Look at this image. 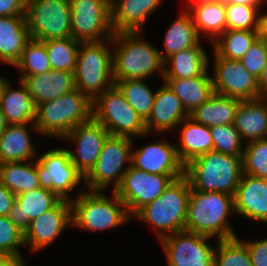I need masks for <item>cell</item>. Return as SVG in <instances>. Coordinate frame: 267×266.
Masks as SVG:
<instances>
[{"mask_svg": "<svg viewBox=\"0 0 267 266\" xmlns=\"http://www.w3.org/2000/svg\"><path fill=\"white\" fill-rule=\"evenodd\" d=\"M146 81L147 79L114 80V85L144 121L151 113L156 94V90L152 91Z\"/></svg>", "mask_w": 267, "mask_h": 266, "instance_id": "d590c367", "label": "cell"}, {"mask_svg": "<svg viewBox=\"0 0 267 266\" xmlns=\"http://www.w3.org/2000/svg\"><path fill=\"white\" fill-rule=\"evenodd\" d=\"M93 119L110 135L141 138L148 136L145 121L113 85L93 100Z\"/></svg>", "mask_w": 267, "mask_h": 266, "instance_id": "9c48e42d", "label": "cell"}, {"mask_svg": "<svg viewBox=\"0 0 267 266\" xmlns=\"http://www.w3.org/2000/svg\"><path fill=\"white\" fill-rule=\"evenodd\" d=\"M225 4H239L246 6H267L266 0H225Z\"/></svg>", "mask_w": 267, "mask_h": 266, "instance_id": "f907efd6", "label": "cell"}, {"mask_svg": "<svg viewBox=\"0 0 267 266\" xmlns=\"http://www.w3.org/2000/svg\"><path fill=\"white\" fill-rule=\"evenodd\" d=\"M108 130L93 118L74 127L61 141L71 142L75 149L67 148L71 162L85 177L96 164L107 137Z\"/></svg>", "mask_w": 267, "mask_h": 266, "instance_id": "e0dca14e", "label": "cell"}, {"mask_svg": "<svg viewBox=\"0 0 267 266\" xmlns=\"http://www.w3.org/2000/svg\"><path fill=\"white\" fill-rule=\"evenodd\" d=\"M15 202L16 194L7 189L0 181V216H8Z\"/></svg>", "mask_w": 267, "mask_h": 266, "instance_id": "7dc6e473", "label": "cell"}, {"mask_svg": "<svg viewBox=\"0 0 267 266\" xmlns=\"http://www.w3.org/2000/svg\"><path fill=\"white\" fill-rule=\"evenodd\" d=\"M93 118V101L78 89L37 105L35 126L40 135L62 140L74 127Z\"/></svg>", "mask_w": 267, "mask_h": 266, "instance_id": "5b68a950", "label": "cell"}, {"mask_svg": "<svg viewBox=\"0 0 267 266\" xmlns=\"http://www.w3.org/2000/svg\"><path fill=\"white\" fill-rule=\"evenodd\" d=\"M191 186L184 175L174 179L163 194L143 207L133 219L151 225L158 240L185 230Z\"/></svg>", "mask_w": 267, "mask_h": 266, "instance_id": "8992f818", "label": "cell"}, {"mask_svg": "<svg viewBox=\"0 0 267 266\" xmlns=\"http://www.w3.org/2000/svg\"><path fill=\"white\" fill-rule=\"evenodd\" d=\"M79 190L72 204V229L88 232L106 231L122 226L133 219L126 205L115 192Z\"/></svg>", "mask_w": 267, "mask_h": 266, "instance_id": "277c9868", "label": "cell"}, {"mask_svg": "<svg viewBox=\"0 0 267 266\" xmlns=\"http://www.w3.org/2000/svg\"><path fill=\"white\" fill-rule=\"evenodd\" d=\"M215 243L214 266H253L247 246L239 237Z\"/></svg>", "mask_w": 267, "mask_h": 266, "instance_id": "f35d334b", "label": "cell"}, {"mask_svg": "<svg viewBox=\"0 0 267 266\" xmlns=\"http://www.w3.org/2000/svg\"><path fill=\"white\" fill-rule=\"evenodd\" d=\"M163 81L181 100L188 114L214 94L212 76L208 74V69L201 76L188 79L163 78Z\"/></svg>", "mask_w": 267, "mask_h": 266, "instance_id": "f546056e", "label": "cell"}, {"mask_svg": "<svg viewBox=\"0 0 267 266\" xmlns=\"http://www.w3.org/2000/svg\"><path fill=\"white\" fill-rule=\"evenodd\" d=\"M177 144L158 140L132 149L131 165L151 174L185 175V165L180 161Z\"/></svg>", "mask_w": 267, "mask_h": 266, "instance_id": "ac0fdd59", "label": "cell"}, {"mask_svg": "<svg viewBox=\"0 0 267 266\" xmlns=\"http://www.w3.org/2000/svg\"><path fill=\"white\" fill-rule=\"evenodd\" d=\"M240 61L246 70L258 79L267 61V46L264 41L259 37Z\"/></svg>", "mask_w": 267, "mask_h": 266, "instance_id": "ee69618b", "label": "cell"}, {"mask_svg": "<svg viewBox=\"0 0 267 266\" xmlns=\"http://www.w3.org/2000/svg\"><path fill=\"white\" fill-rule=\"evenodd\" d=\"M6 79V77H3L2 75H0V86L2 84V82Z\"/></svg>", "mask_w": 267, "mask_h": 266, "instance_id": "11a10c76", "label": "cell"}, {"mask_svg": "<svg viewBox=\"0 0 267 266\" xmlns=\"http://www.w3.org/2000/svg\"><path fill=\"white\" fill-rule=\"evenodd\" d=\"M243 175L242 155L211 150L185 165V176L194 190L223 192L231 196Z\"/></svg>", "mask_w": 267, "mask_h": 266, "instance_id": "3957f363", "label": "cell"}, {"mask_svg": "<svg viewBox=\"0 0 267 266\" xmlns=\"http://www.w3.org/2000/svg\"><path fill=\"white\" fill-rule=\"evenodd\" d=\"M36 171L42 188L49 189L60 199L72 201L71 196L84 176L70 160V154L65 147H57L41 154L36 160Z\"/></svg>", "mask_w": 267, "mask_h": 266, "instance_id": "8fae6325", "label": "cell"}, {"mask_svg": "<svg viewBox=\"0 0 267 266\" xmlns=\"http://www.w3.org/2000/svg\"><path fill=\"white\" fill-rule=\"evenodd\" d=\"M0 181L16 195L41 187L36 171V160L1 163Z\"/></svg>", "mask_w": 267, "mask_h": 266, "instance_id": "836d02e7", "label": "cell"}, {"mask_svg": "<svg viewBox=\"0 0 267 266\" xmlns=\"http://www.w3.org/2000/svg\"><path fill=\"white\" fill-rule=\"evenodd\" d=\"M142 36V31L114 33L112 37L114 80L149 79L156 72L163 79L164 60L159 49Z\"/></svg>", "mask_w": 267, "mask_h": 266, "instance_id": "6da1fadb", "label": "cell"}, {"mask_svg": "<svg viewBox=\"0 0 267 266\" xmlns=\"http://www.w3.org/2000/svg\"><path fill=\"white\" fill-rule=\"evenodd\" d=\"M72 37L80 42H99L113 37L111 5L105 0H69Z\"/></svg>", "mask_w": 267, "mask_h": 266, "instance_id": "4fadbf2b", "label": "cell"}, {"mask_svg": "<svg viewBox=\"0 0 267 266\" xmlns=\"http://www.w3.org/2000/svg\"><path fill=\"white\" fill-rule=\"evenodd\" d=\"M209 60L201 43L192 48L178 51L164 61L163 78L188 79L201 76L209 69Z\"/></svg>", "mask_w": 267, "mask_h": 266, "instance_id": "f1b7e54d", "label": "cell"}, {"mask_svg": "<svg viewBox=\"0 0 267 266\" xmlns=\"http://www.w3.org/2000/svg\"><path fill=\"white\" fill-rule=\"evenodd\" d=\"M21 246H25L24 232L8 216H0V251L14 256L27 266L20 251Z\"/></svg>", "mask_w": 267, "mask_h": 266, "instance_id": "7bdbcfd3", "label": "cell"}, {"mask_svg": "<svg viewBox=\"0 0 267 266\" xmlns=\"http://www.w3.org/2000/svg\"><path fill=\"white\" fill-rule=\"evenodd\" d=\"M234 214V196L191 188L185 231L217 240L238 237L228 217ZM216 237V238H215Z\"/></svg>", "mask_w": 267, "mask_h": 266, "instance_id": "7a4b0ae2", "label": "cell"}, {"mask_svg": "<svg viewBox=\"0 0 267 266\" xmlns=\"http://www.w3.org/2000/svg\"><path fill=\"white\" fill-rule=\"evenodd\" d=\"M164 0H114L111 25L114 33L143 31L148 18Z\"/></svg>", "mask_w": 267, "mask_h": 266, "instance_id": "44dd1931", "label": "cell"}, {"mask_svg": "<svg viewBox=\"0 0 267 266\" xmlns=\"http://www.w3.org/2000/svg\"><path fill=\"white\" fill-rule=\"evenodd\" d=\"M38 134L35 124H8L0 136V164L37 160L38 152L30 136V130Z\"/></svg>", "mask_w": 267, "mask_h": 266, "instance_id": "d4e9b609", "label": "cell"}, {"mask_svg": "<svg viewBox=\"0 0 267 266\" xmlns=\"http://www.w3.org/2000/svg\"><path fill=\"white\" fill-rule=\"evenodd\" d=\"M74 77L76 89L92 101L114 85L112 38L80 43Z\"/></svg>", "mask_w": 267, "mask_h": 266, "instance_id": "52a82bcc", "label": "cell"}, {"mask_svg": "<svg viewBox=\"0 0 267 266\" xmlns=\"http://www.w3.org/2000/svg\"><path fill=\"white\" fill-rule=\"evenodd\" d=\"M134 143L133 138L109 135L96 164L84 177V188L89 191H105L112 185V191L115 192L131 166Z\"/></svg>", "mask_w": 267, "mask_h": 266, "instance_id": "ba28073f", "label": "cell"}, {"mask_svg": "<svg viewBox=\"0 0 267 266\" xmlns=\"http://www.w3.org/2000/svg\"><path fill=\"white\" fill-rule=\"evenodd\" d=\"M177 127H181L180 141L175 147L179 159L184 165L213 150L210 127L197 123L190 117L185 118Z\"/></svg>", "mask_w": 267, "mask_h": 266, "instance_id": "83f0119b", "label": "cell"}, {"mask_svg": "<svg viewBox=\"0 0 267 266\" xmlns=\"http://www.w3.org/2000/svg\"><path fill=\"white\" fill-rule=\"evenodd\" d=\"M210 134L213 138V150L224 154L242 155L245 143L233 124L212 126Z\"/></svg>", "mask_w": 267, "mask_h": 266, "instance_id": "b9f144b4", "label": "cell"}, {"mask_svg": "<svg viewBox=\"0 0 267 266\" xmlns=\"http://www.w3.org/2000/svg\"><path fill=\"white\" fill-rule=\"evenodd\" d=\"M200 35L193 24L191 14L182 11L176 20L167 28L164 37V50H159L162 59L165 61L169 56L181 50H186L201 43Z\"/></svg>", "mask_w": 267, "mask_h": 266, "instance_id": "d6a6232c", "label": "cell"}, {"mask_svg": "<svg viewBox=\"0 0 267 266\" xmlns=\"http://www.w3.org/2000/svg\"><path fill=\"white\" fill-rule=\"evenodd\" d=\"M182 176L184 175L151 174L131 165L115 193L126 205L128 214L133 219L143 207L160 197L174 179Z\"/></svg>", "mask_w": 267, "mask_h": 266, "instance_id": "7c38bea8", "label": "cell"}, {"mask_svg": "<svg viewBox=\"0 0 267 266\" xmlns=\"http://www.w3.org/2000/svg\"><path fill=\"white\" fill-rule=\"evenodd\" d=\"M61 199L52 191L39 187L37 189L16 195L8 217L24 232L30 221L47 210L53 208Z\"/></svg>", "mask_w": 267, "mask_h": 266, "instance_id": "603a6c76", "label": "cell"}, {"mask_svg": "<svg viewBox=\"0 0 267 266\" xmlns=\"http://www.w3.org/2000/svg\"><path fill=\"white\" fill-rule=\"evenodd\" d=\"M187 117L189 114L181 100L163 81V85L156 90L151 113L145 120L147 134L173 131Z\"/></svg>", "mask_w": 267, "mask_h": 266, "instance_id": "d6986e66", "label": "cell"}, {"mask_svg": "<svg viewBox=\"0 0 267 266\" xmlns=\"http://www.w3.org/2000/svg\"><path fill=\"white\" fill-rule=\"evenodd\" d=\"M260 38L264 41L267 46V14H262L260 23Z\"/></svg>", "mask_w": 267, "mask_h": 266, "instance_id": "816d5d0a", "label": "cell"}, {"mask_svg": "<svg viewBox=\"0 0 267 266\" xmlns=\"http://www.w3.org/2000/svg\"><path fill=\"white\" fill-rule=\"evenodd\" d=\"M73 227L71 201L61 199L53 208L30 221L24 231V244L38 253L51 246L66 228Z\"/></svg>", "mask_w": 267, "mask_h": 266, "instance_id": "2e32d148", "label": "cell"}, {"mask_svg": "<svg viewBox=\"0 0 267 266\" xmlns=\"http://www.w3.org/2000/svg\"><path fill=\"white\" fill-rule=\"evenodd\" d=\"M212 237L188 231H180L161 238L166 266H214Z\"/></svg>", "mask_w": 267, "mask_h": 266, "instance_id": "5bb4252c", "label": "cell"}, {"mask_svg": "<svg viewBox=\"0 0 267 266\" xmlns=\"http://www.w3.org/2000/svg\"><path fill=\"white\" fill-rule=\"evenodd\" d=\"M25 17L31 39L44 42L72 36L69 0H27Z\"/></svg>", "mask_w": 267, "mask_h": 266, "instance_id": "30bf717a", "label": "cell"}, {"mask_svg": "<svg viewBox=\"0 0 267 266\" xmlns=\"http://www.w3.org/2000/svg\"><path fill=\"white\" fill-rule=\"evenodd\" d=\"M240 240L247 246L253 266H267V237L254 241Z\"/></svg>", "mask_w": 267, "mask_h": 266, "instance_id": "f6af8a7d", "label": "cell"}, {"mask_svg": "<svg viewBox=\"0 0 267 266\" xmlns=\"http://www.w3.org/2000/svg\"><path fill=\"white\" fill-rule=\"evenodd\" d=\"M188 12L200 37L210 40L211 45L227 31L225 3H200Z\"/></svg>", "mask_w": 267, "mask_h": 266, "instance_id": "1f68e13d", "label": "cell"}, {"mask_svg": "<svg viewBox=\"0 0 267 266\" xmlns=\"http://www.w3.org/2000/svg\"><path fill=\"white\" fill-rule=\"evenodd\" d=\"M264 6H246L239 4H225L226 29L259 31Z\"/></svg>", "mask_w": 267, "mask_h": 266, "instance_id": "ab89813d", "label": "cell"}, {"mask_svg": "<svg viewBox=\"0 0 267 266\" xmlns=\"http://www.w3.org/2000/svg\"><path fill=\"white\" fill-rule=\"evenodd\" d=\"M7 125H8V123L6 122L5 115H4V113L1 109V106H0V136L6 130Z\"/></svg>", "mask_w": 267, "mask_h": 266, "instance_id": "db71d44e", "label": "cell"}, {"mask_svg": "<svg viewBox=\"0 0 267 266\" xmlns=\"http://www.w3.org/2000/svg\"><path fill=\"white\" fill-rule=\"evenodd\" d=\"M243 174L267 179V139L246 144L242 153Z\"/></svg>", "mask_w": 267, "mask_h": 266, "instance_id": "60d3db41", "label": "cell"}, {"mask_svg": "<svg viewBox=\"0 0 267 266\" xmlns=\"http://www.w3.org/2000/svg\"><path fill=\"white\" fill-rule=\"evenodd\" d=\"M22 82L27 86L36 106L76 90L74 73L67 71L51 70L26 76Z\"/></svg>", "mask_w": 267, "mask_h": 266, "instance_id": "cb8c5ba5", "label": "cell"}, {"mask_svg": "<svg viewBox=\"0 0 267 266\" xmlns=\"http://www.w3.org/2000/svg\"><path fill=\"white\" fill-rule=\"evenodd\" d=\"M18 88L5 79L0 86V106L8 124H34L36 109L27 86L19 80Z\"/></svg>", "mask_w": 267, "mask_h": 266, "instance_id": "7402d4cb", "label": "cell"}, {"mask_svg": "<svg viewBox=\"0 0 267 266\" xmlns=\"http://www.w3.org/2000/svg\"><path fill=\"white\" fill-rule=\"evenodd\" d=\"M235 215L267 224V179L243 174L234 195Z\"/></svg>", "mask_w": 267, "mask_h": 266, "instance_id": "ffe728a7", "label": "cell"}, {"mask_svg": "<svg viewBox=\"0 0 267 266\" xmlns=\"http://www.w3.org/2000/svg\"><path fill=\"white\" fill-rule=\"evenodd\" d=\"M14 67L18 68L19 79L22 81L26 76L39 75L51 71L48 52L44 42L31 39L23 49L20 59Z\"/></svg>", "mask_w": 267, "mask_h": 266, "instance_id": "8d00e7d4", "label": "cell"}, {"mask_svg": "<svg viewBox=\"0 0 267 266\" xmlns=\"http://www.w3.org/2000/svg\"><path fill=\"white\" fill-rule=\"evenodd\" d=\"M0 266H24L17 258L0 251Z\"/></svg>", "mask_w": 267, "mask_h": 266, "instance_id": "681fc988", "label": "cell"}, {"mask_svg": "<svg viewBox=\"0 0 267 266\" xmlns=\"http://www.w3.org/2000/svg\"><path fill=\"white\" fill-rule=\"evenodd\" d=\"M233 125L243 141L247 143L267 139V101L261 99L242 100Z\"/></svg>", "mask_w": 267, "mask_h": 266, "instance_id": "4316f807", "label": "cell"}, {"mask_svg": "<svg viewBox=\"0 0 267 266\" xmlns=\"http://www.w3.org/2000/svg\"><path fill=\"white\" fill-rule=\"evenodd\" d=\"M212 83L215 94L240 100L258 99L257 79L240 60L220 57L213 49Z\"/></svg>", "mask_w": 267, "mask_h": 266, "instance_id": "9a60e30c", "label": "cell"}, {"mask_svg": "<svg viewBox=\"0 0 267 266\" xmlns=\"http://www.w3.org/2000/svg\"><path fill=\"white\" fill-rule=\"evenodd\" d=\"M27 0H0V17L25 16Z\"/></svg>", "mask_w": 267, "mask_h": 266, "instance_id": "bcb514c9", "label": "cell"}, {"mask_svg": "<svg viewBox=\"0 0 267 266\" xmlns=\"http://www.w3.org/2000/svg\"><path fill=\"white\" fill-rule=\"evenodd\" d=\"M52 70L75 72L80 41L72 36L44 41Z\"/></svg>", "mask_w": 267, "mask_h": 266, "instance_id": "74e56055", "label": "cell"}, {"mask_svg": "<svg viewBox=\"0 0 267 266\" xmlns=\"http://www.w3.org/2000/svg\"><path fill=\"white\" fill-rule=\"evenodd\" d=\"M105 1H107L110 5H112L114 0H105Z\"/></svg>", "mask_w": 267, "mask_h": 266, "instance_id": "9f6ffc18", "label": "cell"}, {"mask_svg": "<svg viewBox=\"0 0 267 266\" xmlns=\"http://www.w3.org/2000/svg\"><path fill=\"white\" fill-rule=\"evenodd\" d=\"M242 100L213 94L206 102L189 114L195 122L207 127L233 124Z\"/></svg>", "mask_w": 267, "mask_h": 266, "instance_id": "4dcf8cb0", "label": "cell"}, {"mask_svg": "<svg viewBox=\"0 0 267 266\" xmlns=\"http://www.w3.org/2000/svg\"><path fill=\"white\" fill-rule=\"evenodd\" d=\"M30 40L25 16L0 17V63L14 66Z\"/></svg>", "mask_w": 267, "mask_h": 266, "instance_id": "484cf974", "label": "cell"}, {"mask_svg": "<svg viewBox=\"0 0 267 266\" xmlns=\"http://www.w3.org/2000/svg\"><path fill=\"white\" fill-rule=\"evenodd\" d=\"M258 82V99L267 101V61L261 75L257 79Z\"/></svg>", "mask_w": 267, "mask_h": 266, "instance_id": "c3c4849f", "label": "cell"}, {"mask_svg": "<svg viewBox=\"0 0 267 266\" xmlns=\"http://www.w3.org/2000/svg\"><path fill=\"white\" fill-rule=\"evenodd\" d=\"M259 37V31L227 30L212 49L222 58L240 60Z\"/></svg>", "mask_w": 267, "mask_h": 266, "instance_id": "e575fe53", "label": "cell"}, {"mask_svg": "<svg viewBox=\"0 0 267 266\" xmlns=\"http://www.w3.org/2000/svg\"><path fill=\"white\" fill-rule=\"evenodd\" d=\"M186 2L187 3L185 7L187 6V8H185L184 10L188 11L192 6H195L200 3H206V2L225 3V0H187Z\"/></svg>", "mask_w": 267, "mask_h": 266, "instance_id": "f5cc1de1", "label": "cell"}]
</instances>
